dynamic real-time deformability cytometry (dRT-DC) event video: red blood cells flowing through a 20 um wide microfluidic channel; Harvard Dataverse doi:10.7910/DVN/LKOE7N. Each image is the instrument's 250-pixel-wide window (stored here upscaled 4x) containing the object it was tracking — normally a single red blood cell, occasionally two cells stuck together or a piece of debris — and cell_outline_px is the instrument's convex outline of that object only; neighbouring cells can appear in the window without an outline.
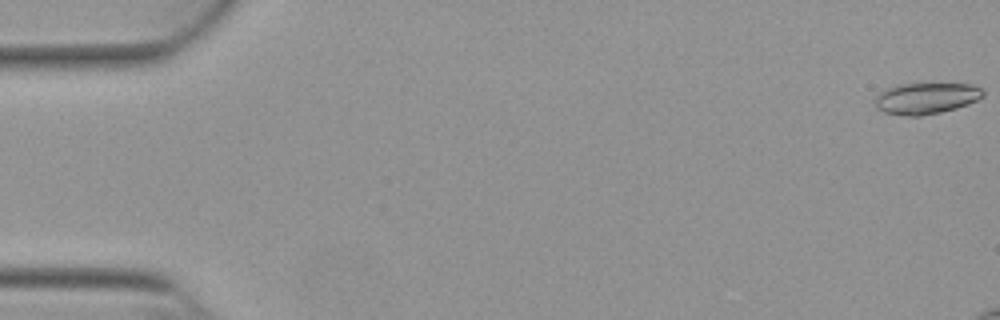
{"species": "Egyptian fruit bat (a non-hibernating species)", "species_latin": "Rousettus aegyptiacus", "temperature_condition": "warm", "stored_images_in_passage": 11, "camera_frame_rate_fps": 3000, "um_per_image_px": 0.085, "animal": {"sex": "female"}, "frame": {"image": 1, "passage_image": 1, "time_ms": 0.0, "image_size_px": [1000, 320], "cell_outline_px": [[984, 96], [968, 104], [956, 108], [940, 112], [920, 116], [908, 116], [884, 112], [876, 108], [872, 100], [884, 88], [896, 84], [972, 84], [984, 88]], "centroid_in_image_um": [78.69, 8.35], "position_along_channel_um": 6.3, "area_um2": 19.94}}